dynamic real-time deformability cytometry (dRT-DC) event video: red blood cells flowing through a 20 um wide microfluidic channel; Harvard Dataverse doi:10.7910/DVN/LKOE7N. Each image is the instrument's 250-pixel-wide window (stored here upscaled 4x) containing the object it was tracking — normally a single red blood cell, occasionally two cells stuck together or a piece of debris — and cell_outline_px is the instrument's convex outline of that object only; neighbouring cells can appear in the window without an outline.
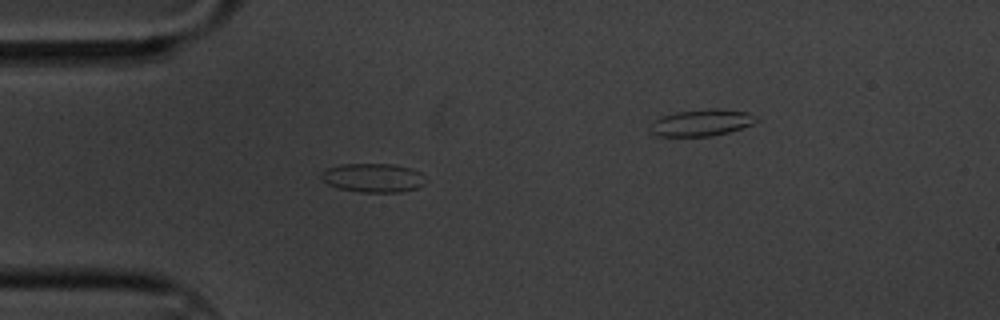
{"species": "common noctule bat (a hibernating species)", "species_latin": "Nyctalus noctula", "temperature_condition": "cold", "stored_images_in_passage": 5, "segment_of_instrument_passage": [1, 2], "camera_frame_rate_fps": 3000, "um_per_image_px": 0.085, "animal": {"sex": "male", "body_mass_g": 20.1, "forearm_length_mm": 53.5}, "frame": {"image": 1, "passage_image": 3, "time_ms": 0.667, "image_size_px": [1000, 320], "cell_outline_px": [[424, 184], [416, 188], [400, 192], [364, 192], [340, 188], [328, 184], [320, 176], [320, 172], [328, 168], [340, 164], [392, 164], [412, 168], [420, 172]], "centroid_in_image_um": [31.69, 15.1], "position_along_channel_um": 53.3, "area_um2": 17.34}}